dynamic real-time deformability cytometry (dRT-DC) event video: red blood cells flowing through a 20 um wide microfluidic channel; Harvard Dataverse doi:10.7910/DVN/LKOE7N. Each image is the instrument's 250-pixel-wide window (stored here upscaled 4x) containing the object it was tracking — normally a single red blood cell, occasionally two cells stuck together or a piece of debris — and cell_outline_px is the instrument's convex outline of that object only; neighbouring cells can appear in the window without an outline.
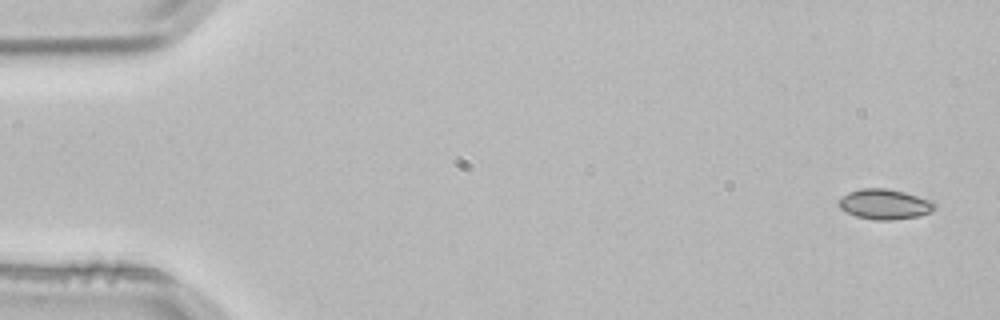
{"species": "common noctule bat (a hibernating species)", "species_latin": "Nyctalus noctula", "temperature_condition": "room temperature", "stored_images_in_passage": 4, "camera_frame_rate_fps": 3000, "um_per_image_px": 0.085, "animal": {"sex": "male", "body_mass_g": 21.5, "forearm_length_mm": 52.0}, "frame": {"image": 1, "passage_image": 1, "time_ms": 0.0, "image_size_px": [1000, 320], "cell_outline_px": [[936, 208], [932, 212], [920, 216], [892, 220], [876, 220], [856, 216], [840, 208], [836, 204], [840, 196], [848, 192], [860, 188], [884, 188], [904, 192], [928, 200], [936, 204]], "centroid_in_image_um": [75.16, 17.36], "position_along_channel_um": 9.8, "area_um2": 16.94}}
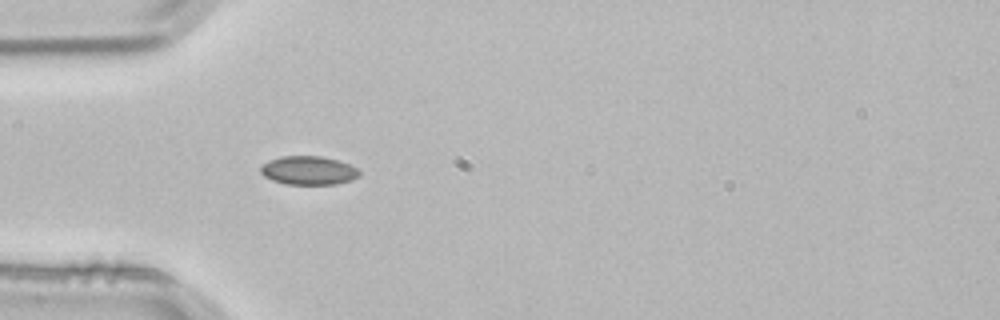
{"frame": {"image": 2, "passage_image": 4, "time_ms": 1.0, "image_size_px": [1000, 320], "cell_outline_px": [[360, 176], [352, 180], [336, 184], [288, 184], [272, 180], [264, 176], [260, 172], [260, 168], [268, 160], [280, 156], [320, 156], [336, 160], [348, 164], [356, 168], [360, 172]], "centroid_in_image_um": [26.22, 14.49], "position_along_channel_um": 58.8, "area_um2": 16.42}}